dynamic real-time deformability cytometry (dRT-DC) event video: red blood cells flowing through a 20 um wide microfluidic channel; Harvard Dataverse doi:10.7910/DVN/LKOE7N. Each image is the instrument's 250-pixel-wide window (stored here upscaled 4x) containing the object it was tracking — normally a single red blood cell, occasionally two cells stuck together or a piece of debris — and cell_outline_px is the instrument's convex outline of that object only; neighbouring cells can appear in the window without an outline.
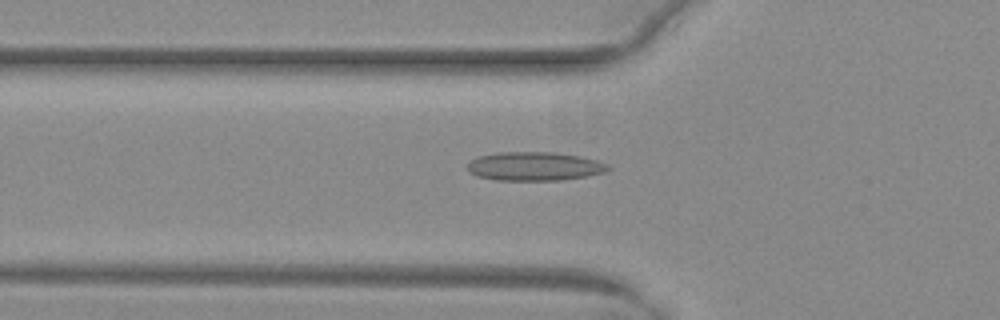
{"species": "common noctule bat (a hibernating species)", "species_latin": "Nyctalus noctula", "temperature_condition": "warm", "stored_images_in_passage": 43, "camera_frame_rate_fps": 3000, "um_per_image_px": 0.085, "animal": {"sex": "female", "body_mass_g": 29.2, "forearm_length_mm": 56.3}, "frame": {"image": 1, "passage_image": 10, "time_ms": 3.0, "image_size_px": [1000, 320], "cell_outline_px": [[612, 168], [604, 172], [584, 176], [560, 180], [496, 180], [476, 176], [468, 168], [468, 164], [472, 160], [480, 156], [500, 152], [552, 152], [580, 156], [596, 160], [608, 164]], "centroid_in_image_um": [45.45, 14.13], "position_along_channel_um": 80.3, "area_um2": 23.29}}
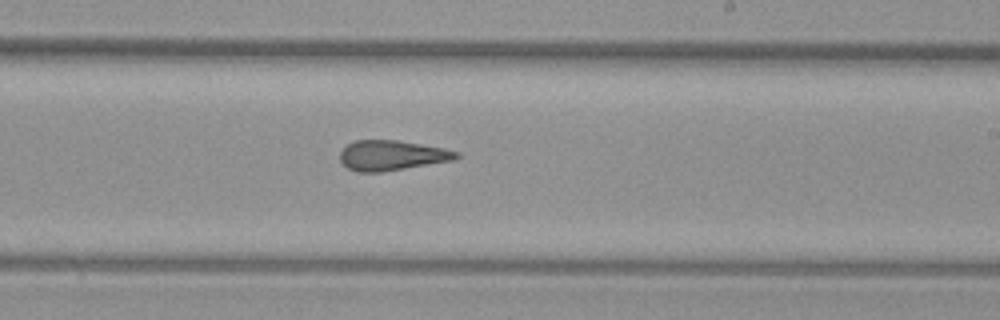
{"frame": {"image": 2, "passage_image": 23, "time_ms": 7.333, "image_size_px": [1000, 320], "cell_outline_px": [[460, 156], [456, 160], [380, 172], [356, 172], [348, 168], [340, 160], [340, 152], [348, 144], [356, 140], [396, 140], [444, 148], [460, 152]], "centroid_in_image_um": [33.33, 13.21], "position_along_channel_um": 255.7, "area_um2": 20.35}}
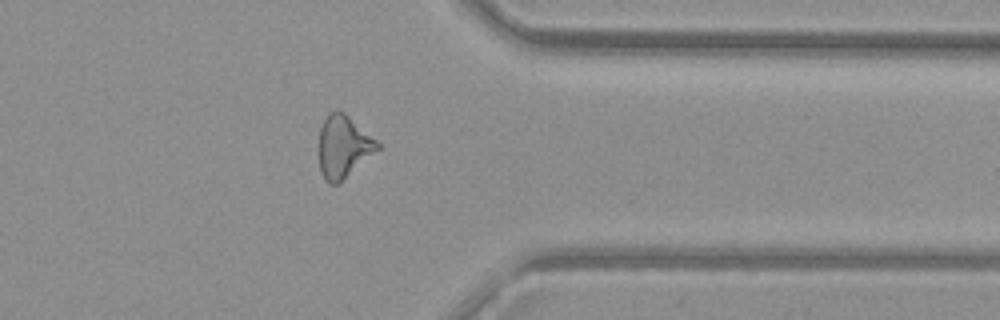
{"frame": {"image": 3, "passage_image": 33, "time_ms": 10.667, "image_size_px": [1000, 320], "cell_outline_px": [[380, 148], [336, 184], [328, 184], [324, 180], [320, 172], [320, 128], [328, 112], [336, 108], [344, 112], [376, 140], [380, 144]], "centroid_in_image_um": [29.16, 12.43], "position_along_channel_um": 382.2, "area_um2": 20.87}, "authors_computed_cell_mechanics": {"area_um2": 21.1548, "velocity_mm_per_s": 4.0367, "shape_relaxation_time_tau1_ms": null, "shape_relaxation_time_tau2_ms": 2.1748, "deformation_change_tau1": null, "deformation_change_tau2": 0.1171}}